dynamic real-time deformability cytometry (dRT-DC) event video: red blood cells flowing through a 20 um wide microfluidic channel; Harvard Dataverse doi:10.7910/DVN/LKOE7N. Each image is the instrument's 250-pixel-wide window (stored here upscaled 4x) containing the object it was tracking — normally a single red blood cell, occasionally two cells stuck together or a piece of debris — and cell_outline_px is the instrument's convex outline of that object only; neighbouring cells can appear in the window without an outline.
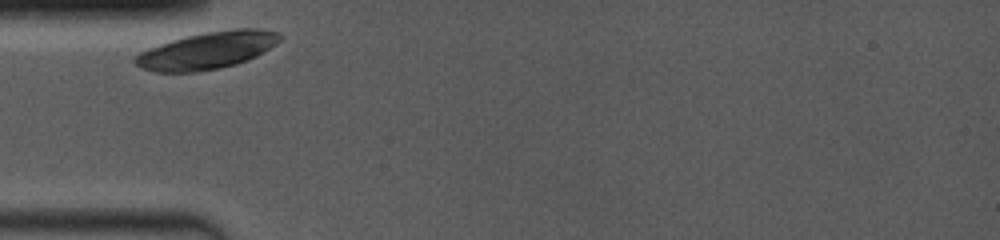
{"species": "common noctule bat (a hibernating species)", "species_latin": "Nyctalus noctula", "temperature_condition": "room temperature", "stored_images_in_passage": 28, "camera_frame_rate_fps": 4000, "um_per_image_px": 0.085, "animal": {"sex": "female", "body_mass_g": 19.0, "forearm_length_mm": 53.3}, "frame": {"image": 1, "passage_image": 1, "time_ms": 0.0, "image_size_px": [1000, 240], "cell_outline_px": [[284, 36], [276, 44], [256, 56], [248, 60], [236, 64], [220, 68], [196, 72], [156, 72], [140, 68], [132, 60], [140, 52], [148, 48], [184, 36], [208, 32], [240, 28], [260, 28], [280, 32]], "centroid_in_image_um": [17.64, 4.29], "position_along_channel_um": 67.4, "area_um2": 31.39}}
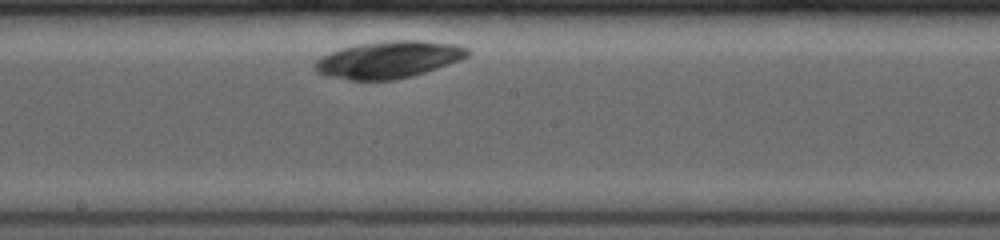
{"frame": {"image": 2, "passage_image": 16, "time_ms": 4.25, "image_size_px": [1000, 240], "cell_outline_px": [[472, 52], [468, 56], [460, 60], [412, 76], [392, 80], [348, 80], [324, 76], [316, 72], [316, 60], [320, 56], [356, 44], [388, 40], [424, 40], [456, 44], [468, 48]], "centroid_in_image_um": [33.04, 5.06], "position_along_channel_um": 215.2, "area_um2": 33.06}}
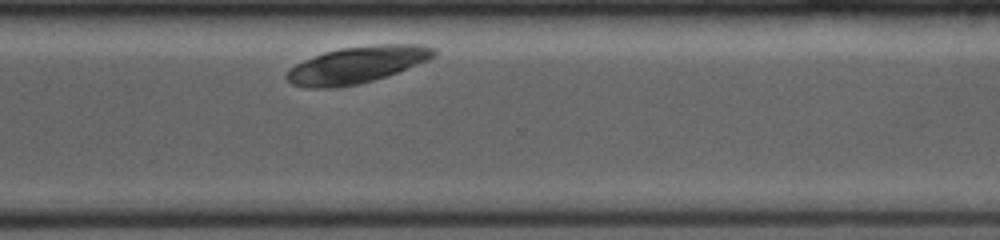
{"frame": {"image": 3, "passage_image": 28, "time_ms": 7.75, "image_size_px": [1000, 240], "cell_outline_px": [[436, 56], [428, 60], [396, 72], [372, 80], [356, 84], [332, 88], [312, 88], [292, 84], [284, 76], [288, 68], [304, 60], [324, 52], [340, 48], [376, 44], [424, 44], [436, 48]], "centroid_in_image_um": [30.34, 5.49], "position_along_channel_um": 340.3, "area_um2": 31.39}}